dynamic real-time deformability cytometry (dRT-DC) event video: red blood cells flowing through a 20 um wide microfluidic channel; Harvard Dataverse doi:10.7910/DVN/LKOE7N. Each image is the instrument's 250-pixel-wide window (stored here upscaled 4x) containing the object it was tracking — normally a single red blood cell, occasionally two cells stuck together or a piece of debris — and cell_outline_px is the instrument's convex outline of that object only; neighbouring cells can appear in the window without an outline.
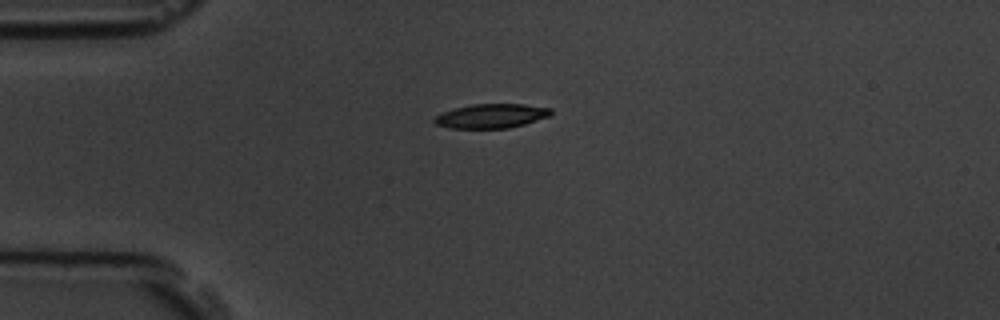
{"species": "common noctule bat (a hibernating species)", "species_latin": "Nyctalus noctula", "temperature_condition": "room temperature", "stored_images_in_passage": 5, "camera_frame_rate_fps": 3000, "um_per_image_px": 0.085, "animal": {"sex": "male", "body_mass_g": 19.5, "forearm_length_mm": 54.6}, "frame": {"image": 1, "passage_image": 1, "time_ms": 0.0, "image_size_px": [1000, 320], "cell_outline_px": [[552, 112], [548, 116], [524, 124], [508, 128], [448, 128], [436, 124], [432, 120], [436, 116], [444, 112], [456, 108], [472, 104], [524, 104], [552, 108]], "centroid_in_image_um": [41.76, 9.85], "position_along_channel_um": 43.2, "area_um2": 16.3}}
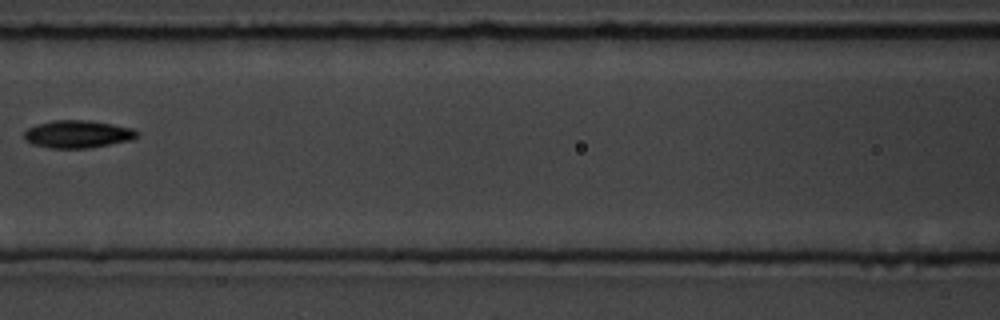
{"frame": {"image": 2, "passage_image": 4, "time_ms": 3.667, "image_size_px": [1000, 320], "cell_outline_px": [[140, 132], [132, 140], [88, 148], [52, 148], [32, 144], [24, 140], [24, 132], [28, 128], [36, 124], [56, 120], [88, 120], [112, 124], [132, 128]], "centroid_in_image_um": [6.59, 11.4], "position_along_channel_um": 160.0, "area_um2": 18.15}}
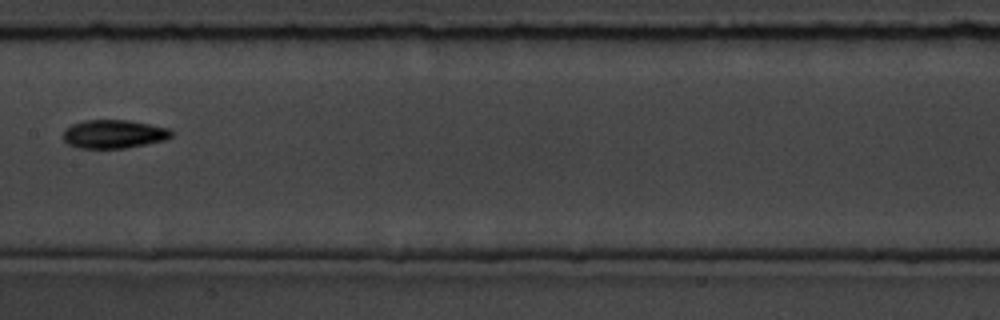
{"frame": {"image": 3, "passage_image": 5, "time_ms": 4.667, "image_size_px": [1000, 320], "cell_outline_px": [[176, 132], [172, 136], [164, 140], [124, 148], [80, 148], [68, 144], [64, 140], [64, 128], [72, 124], [84, 120], [128, 120], [168, 128]], "centroid_in_image_um": [9.67, 11.39], "position_along_channel_um": 197.7, "area_um2": 17.92}}